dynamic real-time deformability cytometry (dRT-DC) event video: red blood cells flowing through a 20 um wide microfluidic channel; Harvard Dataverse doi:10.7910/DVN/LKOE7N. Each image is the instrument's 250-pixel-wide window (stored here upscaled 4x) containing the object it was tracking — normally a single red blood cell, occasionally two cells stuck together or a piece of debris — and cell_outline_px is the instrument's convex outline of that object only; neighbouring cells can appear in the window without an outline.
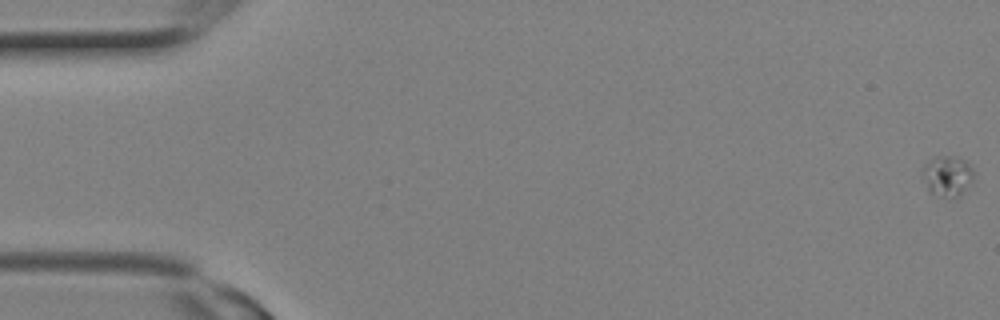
{"species": "Egyptian fruit bat (a non-hibernating species)", "species_latin": "Rousettus aegyptiacus", "temperature_condition": "room temperature", "stored_images_in_passage": 18, "camera_frame_rate_fps": 3000, "um_per_image_px": 0.085, "animal": {"sex": "female"}, "frame": {"image": 1, "passage_image": 1, "time_ms": 0.0, "image_size_px": [1000, 320], "cell_outline_px": [[972, 184], [956, 196], [948, 200], [936, 196], [928, 188], [924, 180], [924, 164], [936, 156], [952, 156], [964, 160], [972, 168]], "centroid_in_image_um": [80.53, 14.98], "position_along_channel_um": 4.5, "area_um2": 11.91}}